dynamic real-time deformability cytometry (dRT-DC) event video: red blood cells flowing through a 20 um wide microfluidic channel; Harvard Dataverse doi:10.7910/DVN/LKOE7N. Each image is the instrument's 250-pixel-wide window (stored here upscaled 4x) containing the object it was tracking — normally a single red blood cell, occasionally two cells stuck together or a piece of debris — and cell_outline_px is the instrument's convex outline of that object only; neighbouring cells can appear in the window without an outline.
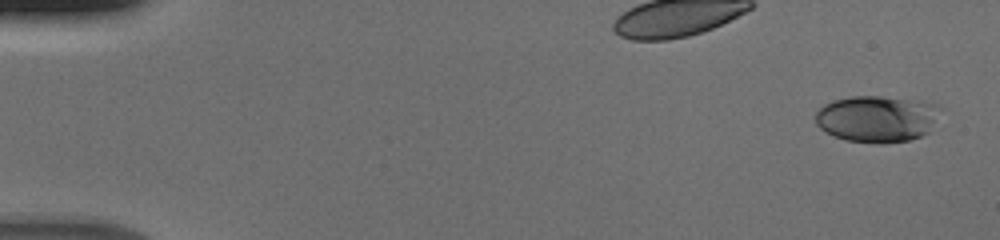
{"species": "human", "species_latin": "Homo sapiens", "temperature_condition": "cold", "stored_images_in_passage": 52, "camera_frame_rate_fps": 3000, "um_per_image_px": 0.085, "donor": {"sex": "male"}, "frame": {"image": 1, "passage_image": 1, "time_ms": 0.0, "image_size_px": [1000, 240], "cell_outline_px": [[944, 108], [928, 132], [920, 136], [908, 140], [884, 144], [880, 144], [844, 140], [832, 136], [824, 132], [816, 124], [816, 112], [824, 104], [836, 100], [852, 96], [880, 96], [924, 100], [940, 104]], "centroid_in_image_um": [74.59, 10.09], "position_along_channel_um": 10.4, "area_um2": 34.56}}
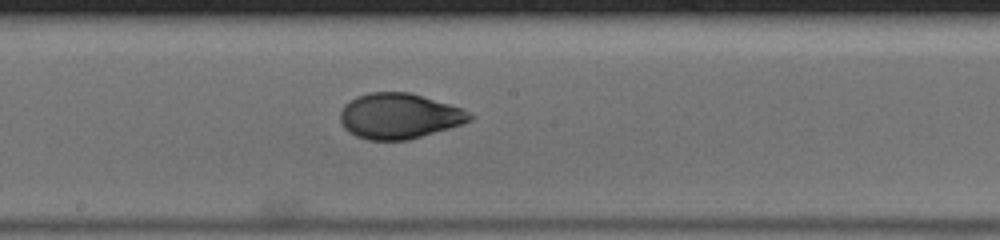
{"frame": {"image": 2, "passage_image": 29, "time_ms": 9.333, "image_size_px": [1000, 240], "cell_outline_px": [[476, 116], [472, 120], [448, 128], [408, 140], [368, 140], [356, 136], [348, 132], [344, 128], [340, 120], [340, 112], [344, 104], [356, 96], [368, 92], [408, 92], [464, 108]], "centroid_in_image_um": [33.92, 9.86], "position_along_channel_um": 214.3, "area_um2": 34.45}}
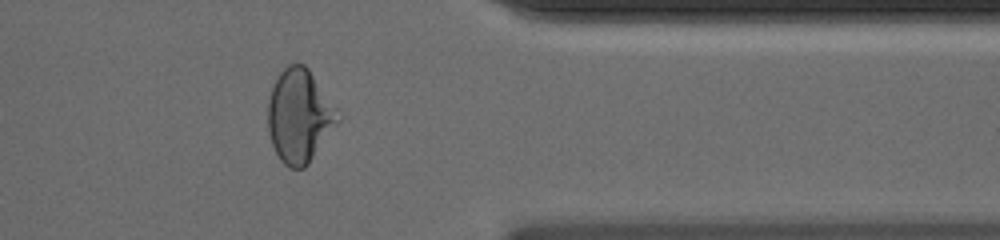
{"frame": {"image": 3, "passage_image": 43, "time_ms": 14.0, "image_size_px": [1000, 240], "cell_outline_px": [[340, 120], [308, 164], [304, 168], [288, 168], [280, 160], [272, 144], [268, 132], [268, 100], [272, 88], [280, 72], [288, 64], [304, 64], [308, 68], [336, 108]], "centroid_in_image_um": [25.43, 9.87], "position_along_channel_um": 386.0, "area_um2": 37.63}}